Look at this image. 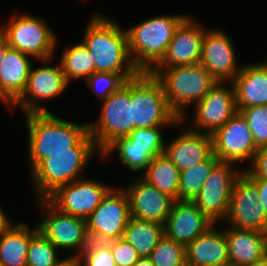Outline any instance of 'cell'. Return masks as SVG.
<instances>
[{"mask_svg":"<svg viewBox=\"0 0 267 266\" xmlns=\"http://www.w3.org/2000/svg\"><path fill=\"white\" fill-rule=\"evenodd\" d=\"M258 198L256 184L242 171L232 188L225 225L267 233L265 211Z\"/></svg>","mask_w":267,"mask_h":266,"instance_id":"7c38bea8","label":"cell"},{"mask_svg":"<svg viewBox=\"0 0 267 266\" xmlns=\"http://www.w3.org/2000/svg\"><path fill=\"white\" fill-rule=\"evenodd\" d=\"M81 266H117L111 248L97 250L80 259Z\"/></svg>","mask_w":267,"mask_h":266,"instance_id":"ab89813d","label":"cell"},{"mask_svg":"<svg viewBox=\"0 0 267 266\" xmlns=\"http://www.w3.org/2000/svg\"><path fill=\"white\" fill-rule=\"evenodd\" d=\"M43 217L37 223L39 231L58 249L74 255L80 246L87 220L65 214L47 199H36ZM62 250V251H61Z\"/></svg>","mask_w":267,"mask_h":266,"instance_id":"9a60e30c","label":"cell"},{"mask_svg":"<svg viewBox=\"0 0 267 266\" xmlns=\"http://www.w3.org/2000/svg\"><path fill=\"white\" fill-rule=\"evenodd\" d=\"M245 266H267V255H265L260 260H257L251 264L245 265Z\"/></svg>","mask_w":267,"mask_h":266,"instance_id":"bcb514c9","label":"cell"},{"mask_svg":"<svg viewBox=\"0 0 267 266\" xmlns=\"http://www.w3.org/2000/svg\"><path fill=\"white\" fill-rule=\"evenodd\" d=\"M264 63L267 65V57L264 59Z\"/></svg>","mask_w":267,"mask_h":266,"instance_id":"7dc6e473","label":"cell"},{"mask_svg":"<svg viewBox=\"0 0 267 266\" xmlns=\"http://www.w3.org/2000/svg\"><path fill=\"white\" fill-rule=\"evenodd\" d=\"M37 224L31 227L26 222H15L0 237V261L2 266H27L31 237L38 231Z\"/></svg>","mask_w":267,"mask_h":266,"instance_id":"484cf974","label":"cell"},{"mask_svg":"<svg viewBox=\"0 0 267 266\" xmlns=\"http://www.w3.org/2000/svg\"><path fill=\"white\" fill-rule=\"evenodd\" d=\"M32 56L16 49L8 48L0 64V102L7 109L26 89Z\"/></svg>","mask_w":267,"mask_h":266,"instance_id":"7402d4cb","label":"cell"},{"mask_svg":"<svg viewBox=\"0 0 267 266\" xmlns=\"http://www.w3.org/2000/svg\"><path fill=\"white\" fill-rule=\"evenodd\" d=\"M164 236V225L154 221L129 219L123 233L126 240L140 257H150L157 243Z\"/></svg>","mask_w":267,"mask_h":266,"instance_id":"83f0119b","label":"cell"},{"mask_svg":"<svg viewBox=\"0 0 267 266\" xmlns=\"http://www.w3.org/2000/svg\"><path fill=\"white\" fill-rule=\"evenodd\" d=\"M125 79L116 73L95 72L84 82L94 95L103 101L125 83Z\"/></svg>","mask_w":267,"mask_h":266,"instance_id":"e575fe53","label":"cell"},{"mask_svg":"<svg viewBox=\"0 0 267 266\" xmlns=\"http://www.w3.org/2000/svg\"><path fill=\"white\" fill-rule=\"evenodd\" d=\"M59 62L69 84L78 79L85 81L96 72L93 58L81 41L64 49Z\"/></svg>","mask_w":267,"mask_h":266,"instance_id":"f546056e","label":"cell"},{"mask_svg":"<svg viewBox=\"0 0 267 266\" xmlns=\"http://www.w3.org/2000/svg\"><path fill=\"white\" fill-rule=\"evenodd\" d=\"M8 45L34 58L33 61L53 58L57 52L58 35L39 16L17 12L12 13L5 24L0 25Z\"/></svg>","mask_w":267,"mask_h":266,"instance_id":"8992f818","label":"cell"},{"mask_svg":"<svg viewBox=\"0 0 267 266\" xmlns=\"http://www.w3.org/2000/svg\"><path fill=\"white\" fill-rule=\"evenodd\" d=\"M130 102L135 128L185 127L171 110L161 82L150 72H139L130 79Z\"/></svg>","mask_w":267,"mask_h":266,"instance_id":"5b68a950","label":"cell"},{"mask_svg":"<svg viewBox=\"0 0 267 266\" xmlns=\"http://www.w3.org/2000/svg\"><path fill=\"white\" fill-rule=\"evenodd\" d=\"M243 167L232 162L219 161L204 181L193 202L213 222L220 223L227 217L232 188Z\"/></svg>","mask_w":267,"mask_h":266,"instance_id":"30bf717a","label":"cell"},{"mask_svg":"<svg viewBox=\"0 0 267 266\" xmlns=\"http://www.w3.org/2000/svg\"><path fill=\"white\" fill-rule=\"evenodd\" d=\"M130 218L127 194L123 188L114 186L103 198L100 205L91 213L87 219V226L116 240L123 237Z\"/></svg>","mask_w":267,"mask_h":266,"instance_id":"d6986e66","label":"cell"},{"mask_svg":"<svg viewBox=\"0 0 267 266\" xmlns=\"http://www.w3.org/2000/svg\"><path fill=\"white\" fill-rule=\"evenodd\" d=\"M141 177L162 193L178 200L180 170L165 153L155 156Z\"/></svg>","mask_w":267,"mask_h":266,"instance_id":"f1b7e54d","label":"cell"},{"mask_svg":"<svg viewBox=\"0 0 267 266\" xmlns=\"http://www.w3.org/2000/svg\"><path fill=\"white\" fill-rule=\"evenodd\" d=\"M188 15L161 14L125 29L130 58L140 72H150L163 59L176 28Z\"/></svg>","mask_w":267,"mask_h":266,"instance_id":"277c9868","label":"cell"},{"mask_svg":"<svg viewBox=\"0 0 267 266\" xmlns=\"http://www.w3.org/2000/svg\"><path fill=\"white\" fill-rule=\"evenodd\" d=\"M213 224L193 201L175 200L164 224V235L186 246Z\"/></svg>","mask_w":267,"mask_h":266,"instance_id":"ffe728a7","label":"cell"},{"mask_svg":"<svg viewBox=\"0 0 267 266\" xmlns=\"http://www.w3.org/2000/svg\"><path fill=\"white\" fill-rule=\"evenodd\" d=\"M219 161L212 152L204 161L180 171L178 200L193 201L202 188L204 181L210 175L213 167Z\"/></svg>","mask_w":267,"mask_h":266,"instance_id":"4dcf8cb0","label":"cell"},{"mask_svg":"<svg viewBox=\"0 0 267 266\" xmlns=\"http://www.w3.org/2000/svg\"><path fill=\"white\" fill-rule=\"evenodd\" d=\"M55 266H81L80 260L72 255L64 256Z\"/></svg>","mask_w":267,"mask_h":266,"instance_id":"7bdbcfd3","label":"cell"},{"mask_svg":"<svg viewBox=\"0 0 267 266\" xmlns=\"http://www.w3.org/2000/svg\"><path fill=\"white\" fill-rule=\"evenodd\" d=\"M117 22L94 12L80 41L91 54L96 72L116 73L129 80L140 71L130 58L126 30Z\"/></svg>","mask_w":267,"mask_h":266,"instance_id":"7a4b0ae2","label":"cell"},{"mask_svg":"<svg viewBox=\"0 0 267 266\" xmlns=\"http://www.w3.org/2000/svg\"><path fill=\"white\" fill-rule=\"evenodd\" d=\"M213 154L220 160L232 162L240 167L248 162L250 165L258 150L252 132L244 117L237 112L225 125L212 135Z\"/></svg>","mask_w":267,"mask_h":266,"instance_id":"5bb4252c","label":"cell"},{"mask_svg":"<svg viewBox=\"0 0 267 266\" xmlns=\"http://www.w3.org/2000/svg\"><path fill=\"white\" fill-rule=\"evenodd\" d=\"M135 178L128 186L122 187L128 197L131 217L164 225L175 200L140 175Z\"/></svg>","mask_w":267,"mask_h":266,"instance_id":"e0dca14e","label":"cell"},{"mask_svg":"<svg viewBox=\"0 0 267 266\" xmlns=\"http://www.w3.org/2000/svg\"><path fill=\"white\" fill-rule=\"evenodd\" d=\"M257 187L258 195H259V202L261 203L262 207L265 211V216L267 220V179L264 178H250Z\"/></svg>","mask_w":267,"mask_h":266,"instance_id":"60d3db41","label":"cell"},{"mask_svg":"<svg viewBox=\"0 0 267 266\" xmlns=\"http://www.w3.org/2000/svg\"><path fill=\"white\" fill-rule=\"evenodd\" d=\"M150 73L161 82L171 110L184 123L191 116L187 114L188 109L200 102L219 82L200 63L174 67H154Z\"/></svg>","mask_w":267,"mask_h":266,"instance_id":"3957f363","label":"cell"},{"mask_svg":"<svg viewBox=\"0 0 267 266\" xmlns=\"http://www.w3.org/2000/svg\"><path fill=\"white\" fill-rule=\"evenodd\" d=\"M101 103L98 119L88 121V128L102 153L117 138L126 137L135 129L132 123L130 79Z\"/></svg>","mask_w":267,"mask_h":266,"instance_id":"ba28073f","label":"cell"},{"mask_svg":"<svg viewBox=\"0 0 267 266\" xmlns=\"http://www.w3.org/2000/svg\"><path fill=\"white\" fill-rule=\"evenodd\" d=\"M166 127L135 128L126 136L132 145H141L149 147H165V138L163 130ZM162 132V133H161Z\"/></svg>","mask_w":267,"mask_h":266,"instance_id":"8d00e7d4","label":"cell"},{"mask_svg":"<svg viewBox=\"0 0 267 266\" xmlns=\"http://www.w3.org/2000/svg\"><path fill=\"white\" fill-rule=\"evenodd\" d=\"M111 253L117 266H132L140 258L137 251L122 237L113 241Z\"/></svg>","mask_w":267,"mask_h":266,"instance_id":"74e56055","label":"cell"},{"mask_svg":"<svg viewBox=\"0 0 267 266\" xmlns=\"http://www.w3.org/2000/svg\"><path fill=\"white\" fill-rule=\"evenodd\" d=\"M149 258L154 266H186L185 245L164 235Z\"/></svg>","mask_w":267,"mask_h":266,"instance_id":"d6a6232c","label":"cell"},{"mask_svg":"<svg viewBox=\"0 0 267 266\" xmlns=\"http://www.w3.org/2000/svg\"><path fill=\"white\" fill-rule=\"evenodd\" d=\"M113 187L85 176L59 186L46 199L60 212L87 220Z\"/></svg>","mask_w":267,"mask_h":266,"instance_id":"8fae6325","label":"cell"},{"mask_svg":"<svg viewBox=\"0 0 267 266\" xmlns=\"http://www.w3.org/2000/svg\"><path fill=\"white\" fill-rule=\"evenodd\" d=\"M185 129L164 147L165 155L180 171L204 161L213 152L210 134Z\"/></svg>","mask_w":267,"mask_h":266,"instance_id":"44dd1931","label":"cell"},{"mask_svg":"<svg viewBox=\"0 0 267 266\" xmlns=\"http://www.w3.org/2000/svg\"><path fill=\"white\" fill-rule=\"evenodd\" d=\"M216 225L218 223H214L185 246L186 264L192 266H229L225 229Z\"/></svg>","mask_w":267,"mask_h":266,"instance_id":"603a6c76","label":"cell"},{"mask_svg":"<svg viewBox=\"0 0 267 266\" xmlns=\"http://www.w3.org/2000/svg\"><path fill=\"white\" fill-rule=\"evenodd\" d=\"M54 58L36 60L41 66H31L26 89L8 110L19 107L23 114L51 112L43 102L62 96L69 86L61 63L51 65Z\"/></svg>","mask_w":267,"mask_h":266,"instance_id":"9c48e42d","label":"cell"},{"mask_svg":"<svg viewBox=\"0 0 267 266\" xmlns=\"http://www.w3.org/2000/svg\"><path fill=\"white\" fill-rule=\"evenodd\" d=\"M101 152H60L43 158L31 171L36 199H46L59 186L85 177L86 167Z\"/></svg>","mask_w":267,"mask_h":266,"instance_id":"52a82bcc","label":"cell"},{"mask_svg":"<svg viewBox=\"0 0 267 266\" xmlns=\"http://www.w3.org/2000/svg\"><path fill=\"white\" fill-rule=\"evenodd\" d=\"M8 217V214L0 206V237L13 225V221Z\"/></svg>","mask_w":267,"mask_h":266,"instance_id":"b9f144b4","label":"cell"},{"mask_svg":"<svg viewBox=\"0 0 267 266\" xmlns=\"http://www.w3.org/2000/svg\"><path fill=\"white\" fill-rule=\"evenodd\" d=\"M229 266H245L267 255V233L226 225Z\"/></svg>","mask_w":267,"mask_h":266,"instance_id":"d4e9b609","label":"cell"},{"mask_svg":"<svg viewBox=\"0 0 267 266\" xmlns=\"http://www.w3.org/2000/svg\"><path fill=\"white\" fill-rule=\"evenodd\" d=\"M28 159L31 171L43 158L60 152H100L88 122L67 121L52 112L26 113Z\"/></svg>","mask_w":267,"mask_h":266,"instance_id":"6da1fadb","label":"cell"},{"mask_svg":"<svg viewBox=\"0 0 267 266\" xmlns=\"http://www.w3.org/2000/svg\"><path fill=\"white\" fill-rule=\"evenodd\" d=\"M113 239L102 235L100 232L90 229L88 226L84 229L83 238L81 240L78 251L73 255L80 259L97 250L111 248Z\"/></svg>","mask_w":267,"mask_h":266,"instance_id":"d590c367","label":"cell"},{"mask_svg":"<svg viewBox=\"0 0 267 266\" xmlns=\"http://www.w3.org/2000/svg\"><path fill=\"white\" fill-rule=\"evenodd\" d=\"M193 110L190 129L212 135L238 112L232 82L219 81Z\"/></svg>","mask_w":267,"mask_h":266,"instance_id":"4fadbf2b","label":"cell"},{"mask_svg":"<svg viewBox=\"0 0 267 266\" xmlns=\"http://www.w3.org/2000/svg\"><path fill=\"white\" fill-rule=\"evenodd\" d=\"M237 109L246 120L256 147L267 146V105Z\"/></svg>","mask_w":267,"mask_h":266,"instance_id":"836d02e7","label":"cell"},{"mask_svg":"<svg viewBox=\"0 0 267 266\" xmlns=\"http://www.w3.org/2000/svg\"><path fill=\"white\" fill-rule=\"evenodd\" d=\"M132 266H154L149 257H140Z\"/></svg>","mask_w":267,"mask_h":266,"instance_id":"f6af8a7d","label":"cell"},{"mask_svg":"<svg viewBox=\"0 0 267 266\" xmlns=\"http://www.w3.org/2000/svg\"><path fill=\"white\" fill-rule=\"evenodd\" d=\"M8 48H9V45H8L7 38L5 34L0 30V64Z\"/></svg>","mask_w":267,"mask_h":266,"instance_id":"ee69618b","label":"cell"},{"mask_svg":"<svg viewBox=\"0 0 267 266\" xmlns=\"http://www.w3.org/2000/svg\"><path fill=\"white\" fill-rule=\"evenodd\" d=\"M187 16L176 28L163 59L155 67H174L200 62L202 43L208 29L202 22Z\"/></svg>","mask_w":267,"mask_h":266,"instance_id":"ac0fdd59","label":"cell"},{"mask_svg":"<svg viewBox=\"0 0 267 266\" xmlns=\"http://www.w3.org/2000/svg\"><path fill=\"white\" fill-rule=\"evenodd\" d=\"M61 254L38 230L31 237L27 255V266H55L64 257Z\"/></svg>","mask_w":267,"mask_h":266,"instance_id":"1f68e13d","label":"cell"},{"mask_svg":"<svg viewBox=\"0 0 267 266\" xmlns=\"http://www.w3.org/2000/svg\"><path fill=\"white\" fill-rule=\"evenodd\" d=\"M233 40L224 29H207L202 43L200 64L218 81L231 82L241 71Z\"/></svg>","mask_w":267,"mask_h":266,"instance_id":"2e32d148","label":"cell"},{"mask_svg":"<svg viewBox=\"0 0 267 266\" xmlns=\"http://www.w3.org/2000/svg\"><path fill=\"white\" fill-rule=\"evenodd\" d=\"M243 169L249 178L267 179V146L258 148L252 163Z\"/></svg>","mask_w":267,"mask_h":266,"instance_id":"f35d334b","label":"cell"},{"mask_svg":"<svg viewBox=\"0 0 267 266\" xmlns=\"http://www.w3.org/2000/svg\"><path fill=\"white\" fill-rule=\"evenodd\" d=\"M231 82L237 108L267 105V65L264 61L243 64Z\"/></svg>","mask_w":267,"mask_h":266,"instance_id":"cb8c5ba5","label":"cell"},{"mask_svg":"<svg viewBox=\"0 0 267 266\" xmlns=\"http://www.w3.org/2000/svg\"><path fill=\"white\" fill-rule=\"evenodd\" d=\"M114 151L117 152V159L123 167L133 173H143L150 165L152 159L164 153V147H149L132 145L127 137L117 138L101 154V159L105 160Z\"/></svg>","mask_w":267,"mask_h":266,"instance_id":"4316f807","label":"cell"}]
</instances>
